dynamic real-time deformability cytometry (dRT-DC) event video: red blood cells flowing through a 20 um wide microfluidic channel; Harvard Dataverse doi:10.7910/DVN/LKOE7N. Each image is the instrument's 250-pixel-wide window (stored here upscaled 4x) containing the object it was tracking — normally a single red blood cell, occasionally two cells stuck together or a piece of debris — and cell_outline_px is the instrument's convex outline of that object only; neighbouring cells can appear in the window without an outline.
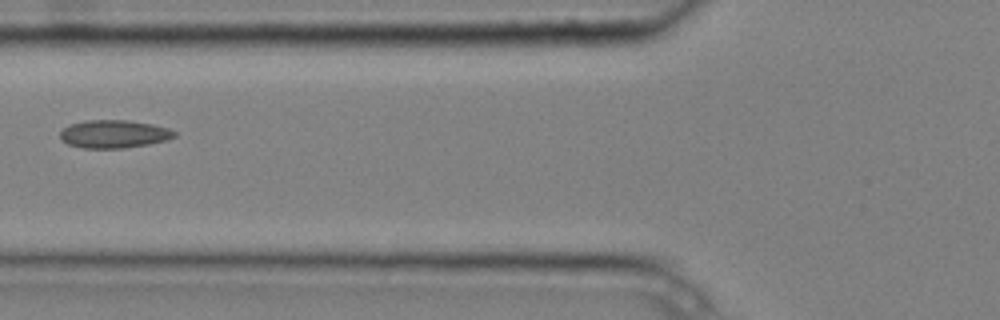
{"species": "common noctule bat (a hibernating species)", "species_latin": "Nyctalus noctula", "temperature_condition": "cold", "stored_images_in_passage": 3, "camera_frame_rate_fps": 3000, "um_per_image_px": 0.085, "animal": {"sex": "male", "body_mass_g": 20.4}, "frame": {"image": 1, "passage_image": 3, "time_ms": 0.667, "image_size_px": [1000, 320], "cell_outline_px": [[176, 136], [168, 140], [148, 144], [124, 148], [84, 148], [68, 144], [60, 140], [60, 132], [64, 128], [72, 124], [84, 120], [128, 120], [152, 124], [168, 128], [176, 132]], "centroid_in_image_um": [9.69, 11.39], "position_along_channel_um": 116.1, "area_um2": 18.67}}